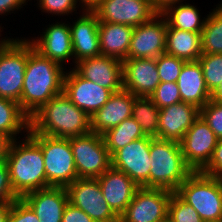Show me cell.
Wrapping results in <instances>:
<instances>
[{
	"mask_svg": "<svg viewBox=\"0 0 222 222\" xmlns=\"http://www.w3.org/2000/svg\"><path fill=\"white\" fill-rule=\"evenodd\" d=\"M217 142L218 137L199 116L180 141L186 165L193 172L202 171L211 160Z\"/></svg>",
	"mask_w": 222,
	"mask_h": 222,
	"instance_id": "cell-12",
	"label": "cell"
},
{
	"mask_svg": "<svg viewBox=\"0 0 222 222\" xmlns=\"http://www.w3.org/2000/svg\"><path fill=\"white\" fill-rule=\"evenodd\" d=\"M101 1L102 0H81L79 2L83 4L82 7H84V10L92 11Z\"/></svg>",
	"mask_w": 222,
	"mask_h": 222,
	"instance_id": "cell-47",
	"label": "cell"
},
{
	"mask_svg": "<svg viewBox=\"0 0 222 222\" xmlns=\"http://www.w3.org/2000/svg\"><path fill=\"white\" fill-rule=\"evenodd\" d=\"M135 98L130 91L124 89L113 93L107 103L90 117L91 132L102 135L132 117Z\"/></svg>",
	"mask_w": 222,
	"mask_h": 222,
	"instance_id": "cell-20",
	"label": "cell"
},
{
	"mask_svg": "<svg viewBox=\"0 0 222 222\" xmlns=\"http://www.w3.org/2000/svg\"><path fill=\"white\" fill-rule=\"evenodd\" d=\"M145 136L146 135L142 131V128L132 117L125 119L116 127L111 128L102 134L105 146L107 147L110 156L130 142L141 139Z\"/></svg>",
	"mask_w": 222,
	"mask_h": 222,
	"instance_id": "cell-29",
	"label": "cell"
},
{
	"mask_svg": "<svg viewBox=\"0 0 222 222\" xmlns=\"http://www.w3.org/2000/svg\"><path fill=\"white\" fill-rule=\"evenodd\" d=\"M181 101L201 109L209 100V92L199 61L184 63L177 80Z\"/></svg>",
	"mask_w": 222,
	"mask_h": 222,
	"instance_id": "cell-24",
	"label": "cell"
},
{
	"mask_svg": "<svg viewBox=\"0 0 222 222\" xmlns=\"http://www.w3.org/2000/svg\"><path fill=\"white\" fill-rule=\"evenodd\" d=\"M149 188L175 192L193 172L185 163L180 142L153 138L150 143Z\"/></svg>",
	"mask_w": 222,
	"mask_h": 222,
	"instance_id": "cell-4",
	"label": "cell"
},
{
	"mask_svg": "<svg viewBox=\"0 0 222 222\" xmlns=\"http://www.w3.org/2000/svg\"><path fill=\"white\" fill-rule=\"evenodd\" d=\"M78 0H39V7L43 12L55 15H68L75 10Z\"/></svg>",
	"mask_w": 222,
	"mask_h": 222,
	"instance_id": "cell-38",
	"label": "cell"
},
{
	"mask_svg": "<svg viewBox=\"0 0 222 222\" xmlns=\"http://www.w3.org/2000/svg\"><path fill=\"white\" fill-rule=\"evenodd\" d=\"M69 203L83 210L95 222H119L103 197L98 179L77 178L66 187Z\"/></svg>",
	"mask_w": 222,
	"mask_h": 222,
	"instance_id": "cell-10",
	"label": "cell"
},
{
	"mask_svg": "<svg viewBox=\"0 0 222 222\" xmlns=\"http://www.w3.org/2000/svg\"><path fill=\"white\" fill-rule=\"evenodd\" d=\"M200 116L218 139L222 138V103L210 99L200 109Z\"/></svg>",
	"mask_w": 222,
	"mask_h": 222,
	"instance_id": "cell-36",
	"label": "cell"
},
{
	"mask_svg": "<svg viewBox=\"0 0 222 222\" xmlns=\"http://www.w3.org/2000/svg\"><path fill=\"white\" fill-rule=\"evenodd\" d=\"M62 222H95L91 217H89L83 210L73 206L68 202L66 205Z\"/></svg>",
	"mask_w": 222,
	"mask_h": 222,
	"instance_id": "cell-41",
	"label": "cell"
},
{
	"mask_svg": "<svg viewBox=\"0 0 222 222\" xmlns=\"http://www.w3.org/2000/svg\"><path fill=\"white\" fill-rule=\"evenodd\" d=\"M99 21L136 27L157 13L151 0H102L93 10Z\"/></svg>",
	"mask_w": 222,
	"mask_h": 222,
	"instance_id": "cell-13",
	"label": "cell"
},
{
	"mask_svg": "<svg viewBox=\"0 0 222 222\" xmlns=\"http://www.w3.org/2000/svg\"><path fill=\"white\" fill-rule=\"evenodd\" d=\"M16 140L11 141L6 157L10 182L15 194L22 198L30 192L51 187L46 180L40 145L29 134L23 140V144Z\"/></svg>",
	"mask_w": 222,
	"mask_h": 222,
	"instance_id": "cell-3",
	"label": "cell"
},
{
	"mask_svg": "<svg viewBox=\"0 0 222 222\" xmlns=\"http://www.w3.org/2000/svg\"><path fill=\"white\" fill-rule=\"evenodd\" d=\"M28 132L30 118L23 112L19 103L0 97V133L12 141L21 131Z\"/></svg>",
	"mask_w": 222,
	"mask_h": 222,
	"instance_id": "cell-27",
	"label": "cell"
},
{
	"mask_svg": "<svg viewBox=\"0 0 222 222\" xmlns=\"http://www.w3.org/2000/svg\"><path fill=\"white\" fill-rule=\"evenodd\" d=\"M83 14L70 25L73 57L78 61L101 55L99 42V19L89 10H83Z\"/></svg>",
	"mask_w": 222,
	"mask_h": 222,
	"instance_id": "cell-21",
	"label": "cell"
},
{
	"mask_svg": "<svg viewBox=\"0 0 222 222\" xmlns=\"http://www.w3.org/2000/svg\"><path fill=\"white\" fill-rule=\"evenodd\" d=\"M90 132V117L61 93L30 117V129L27 133L71 138Z\"/></svg>",
	"mask_w": 222,
	"mask_h": 222,
	"instance_id": "cell-2",
	"label": "cell"
},
{
	"mask_svg": "<svg viewBox=\"0 0 222 222\" xmlns=\"http://www.w3.org/2000/svg\"><path fill=\"white\" fill-rule=\"evenodd\" d=\"M173 191L139 187L119 222H165Z\"/></svg>",
	"mask_w": 222,
	"mask_h": 222,
	"instance_id": "cell-9",
	"label": "cell"
},
{
	"mask_svg": "<svg viewBox=\"0 0 222 222\" xmlns=\"http://www.w3.org/2000/svg\"><path fill=\"white\" fill-rule=\"evenodd\" d=\"M206 86L212 93L222 81V54H202L198 59Z\"/></svg>",
	"mask_w": 222,
	"mask_h": 222,
	"instance_id": "cell-32",
	"label": "cell"
},
{
	"mask_svg": "<svg viewBox=\"0 0 222 222\" xmlns=\"http://www.w3.org/2000/svg\"><path fill=\"white\" fill-rule=\"evenodd\" d=\"M69 140L78 178L97 179L111 167V156L102 135L90 132Z\"/></svg>",
	"mask_w": 222,
	"mask_h": 222,
	"instance_id": "cell-8",
	"label": "cell"
},
{
	"mask_svg": "<svg viewBox=\"0 0 222 222\" xmlns=\"http://www.w3.org/2000/svg\"><path fill=\"white\" fill-rule=\"evenodd\" d=\"M134 27L99 21L98 33L101 55L116 58L120 61L127 59L130 41Z\"/></svg>",
	"mask_w": 222,
	"mask_h": 222,
	"instance_id": "cell-25",
	"label": "cell"
},
{
	"mask_svg": "<svg viewBox=\"0 0 222 222\" xmlns=\"http://www.w3.org/2000/svg\"><path fill=\"white\" fill-rule=\"evenodd\" d=\"M64 68L43 57L28 41V60L19 105L30 118L53 97L63 93Z\"/></svg>",
	"mask_w": 222,
	"mask_h": 222,
	"instance_id": "cell-1",
	"label": "cell"
},
{
	"mask_svg": "<svg viewBox=\"0 0 222 222\" xmlns=\"http://www.w3.org/2000/svg\"><path fill=\"white\" fill-rule=\"evenodd\" d=\"M199 116L200 109L185 102L160 109L157 138L180 142Z\"/></svg>",
	"mask_w": 222,
	"mask_h": 222,
	"instance_id": "cell-18",
	"label": "cell"
},
{
	"mask_svg": "<svg viewBox=\"0 0 222 222\" xmlns=\"http://www.w3.org/2000/svg\"><path fill=\"white\" fill-rule=\"evenodd\" d=\"M161 17V14H156L150 21L134 27L127 59H157L165 53L168 24Z\"/></svg>",
	"mask_w": 222,
	"mask_h": 222,
	"instance_id": "cell-14",
	"label": "cell"
},
{
	"mask_svg": "<svg viewBox=\"0 0 222 222\" xmlns=\"http://www.w3.org/2000/svg\"><path fill=\"white\" fill-rule=\"evenodd\" d=\"M167 220L169 222H204L198 212L175 192L172 193L168 203Z\"/></svg>",
	"mask_w": 222,
	"mask_h": 222,
	"instance_id": "cell-33",
	"label": "cell"
},
{
	"mask_svg": "<svg viewBox=\"0 0 222 222\" xmlns=\"http://www.w3.org/2000/svg\"><path fill=\"white\" fill-rule=\"evenodd\" d=\"M181 3V0H151L152 8L157 14L163 13L168 7Z\"/></svg>",
	"mask_w": 222,
	"mask_h": 222,
	"instance_id": "cell-43",
	"label": "cell"
},
{
	"mask_svg": "<svg viewBox=\"0 0 222 222\" xmlns=\"http://www.w3.org/2000/svg\"><path fill=\"white\" fill-rule=\"evenodd\" d=\"M123 89L135 97H149L160 84L156 59L136 58L122 61Z\"/></svg>",
	"mask_w": 222,
	"mask_h": 222,
	"instance_id": "cell-17",
	"label": "cell"
},
{
	"mask_svg": "<svg viewBox=\"0 0 222 222\" xmlns=\"http://www.w3.org/2000/svg\"><path fill=\"white\" fill-rule=\"evenodd\" d=\"M173 6L168 7L163 13L167 21V24L175 29L191 31L194 33H201L205 26V20L200 19L198 9L191 4H183L181 2Z\"/></svg>",
	"mask_w": 222,
	"mask_h": 222,
	"instance_id": "cell-28",
	"label": "cell"
},
{
	"mask_svg": "<svg viewBox=\"0 0 222 222\" xmlns=\"http://www.w3.org/2000/svg\"><path fill=\"white\" fill-rule=\"evenodd\" d=\"M7 222H39V219L31 207L19 198L11 204Z\"/></svg>",
	"mask_w": 222,
	"mask_h": 222,
	"instance_id": "cell-37",
	"label": "cell"
},
{
	"mask_svg": "<svg viewBox=\"0 0 222 222\" xmlns=\"http://www.w3.org/2000/svg\"><path fill=\"white\" fill-rule=\"evenodd\" d=\"M22 199L31 207L39 222H62L69 202L66 187H48L30 192Z\"/></svg>",
	"mask_w": 222,
	"mask_h": 222,
	"instance_id": "cell-22",
	"label": "cell"
},
{
	"mask_svg": "<svg viewBox=\"0 0 222 222\" xmlns=\"http://www.w3.org/2000/svg\"><path fill=\"white\" fill-rule=\"evenodd\" d=\"M201 172L212 177L222 178V138L218 139L211 160Z\"/></svg>",
	"mask_w": 222,
	"mask_h": 222,
	"instance_id": "cell-40",
	"label": "cell"
},
{
	"mask_svg": "<svg viewBox=\"0 0 222 222\" xmlns=\"http://www.w3.org/2000/svg\"><path fill=\"white\" fill-rule=\"evenodd\" d=\"M28 134L42 149L47 183L53 187H67L72 184L78 175L69 138Z\"/></svg>",
	"mask_w": 222,
	"mask_h": 222,
	"instance_id": "cell-6",
	"label": "cell"
},
{
	"mask_svg": "<svg viewBox=\"0 0 222 222\" xmlns=\"http://www.w3.org/2000/svg\"><path fill=\"white\" fill-rule=\"evenodd\" d=\"M159 112L160 108L149 97H136L133 102L132 118L146 136L157 138Z\"/></svg>",
	"mask_w": 222,
	"mask_h": 222,
	"instance_id": "cell-31",
	"label": "cell"
},
{
	"mask_svg": "<svg viewBox=\"0 0 222 222\" xmlns=\"http://www.w3.org/2000/svg\"><path fill=\"white\" fill-rule=\"evenodd\" d=\"M11 139L0 133V162L1 161H6L7 153L9 146L11 144Z\"/></svg>",
	"mask_w": 222,
	"mask_h": 222,
	"instance_id": "cell-44",
	"label": "cell"
},
{
	"mask_svg": "<svg viewBox=\"0 0 222 222\" xmlns=\"http://www.w3.org/2000/svg\"><path fill=\"white\" fill-rule=\"evenodd\" d=\"M1 28V27H0ZM0 32H2L1 30H0ZM1 35V34H0ZM6 40L5 39H1V41H0V46L5 42Z\"/></svg>",
	"mask_w": 222,
	"mask_h": 222,
	"instance_id": "cell-48",
	"label": "cell"
},
{
	"mask_svg": "<svg viewBox=\"0 0 222 222\" xmlns=\"http://www.w3.org/2000/svg\"><path fill=\"white\" fill-rule=\"evenodd\" d=\"M25 2L26 0H0V15H4L6 12L10 13V11L13 12L15 9H20Z\"/></svg>",
	"mask_w": 222,
	"mask_h": 222,
	"instance_id": "cell-42",
	"label": "cell"
},
{
	"mask_svg": "<svg viewBox=\"0 0 222 222\" xmlns=\"http://www.w3.org/2000/svg\"><path fill=\"white\" fill-rule=\"evenodd\" d=\"M165 53L187 61H197L202 55L201 33L167 26Z\"/></svg>",
	"mask_w": 222,
	"mask_h": 222,
	"instance_id": "cell-26",
	"label": "cell"
},
{
	"mask_svg": "<svg viewBox=\"0 0 222 222\" xmlns=\"http://www.w3.org/2000/svg\"><path fill=\"white\" fill-rule=\"evenodd\" d=\"M12 203H0V222H7Z\"/></svg>",
	"mask_w": 222,
	"mask_h": 222,
	"instance_id": "cell-45",
	"label": "cell"
},
{
	"mask_svg": "<svg viewBox=\"0 0 222 222\" xmlns=\"http://www.w3.org/2000/svg\"><path fill=\"white\" fill-rule=\"evenodd\" d=\"M186 61L167 53L161 54L157 59V70L161 82H177L181 69Z\"/></svg>",
	"mask_w": 222,
	"mask_h": 222,
	"instance_id": "cell-34",
	"label": "cell"
},
{
	"mask_svg": "<svg viewBox=\"0 0 222 222\" xmlns=\"http://www.w3.org/2000/svg\"><path fill=\"white\" fill-rule=\"evenodd\" d=\"M29 39H6L0 46V97L19 103L28 60Z\"/></svg>",
	"mask_w": 222,
	"mask_h": 222,
	"instance_id": "cell-7",
	"label": "cell"
},
{
	"mask_svg": "<svg viewBox=\"0 0 222 222\" xmlns=\"http://www.w3.org/2000/svg\"><path fill=\"white\" fill-rule=\"evenodd\" d=\"M63 93L89 117L103 107L113 92L81 77L74 69L65 73Z\"/></svg>",
	"mask_w": 222,
	"mask_h": 222,
	"instance_id": "cell-15",
	"label": "cell"
},
{
	"mask_svg": "<svg viewBox=\"0 0 222 222\" xmlns=\"http://www.w3.org/2000/svg\"><path fill=\"white\" fill-rule=\"evenodd\" d=\"M209 13L201 32L202 54H222V3Z\"/></svg>",
	"mask_w": 222,
	"mask_h": 222,
	"instance_id": "cell-30",
	"label": "cell"
},
{
	"mask_svg": "<svg viewBox=\"0 0 222 222\" xmlns=\"http://www.w3.org/2000/svg\"><path fill=\"white\" fill-rule=\"evenodd\" d=\"M29 42L43 57L49 58L52 61L63 65L62 63L68 58H73L71 29L69 24L56 23L52 24L45 32H43L41 38L32 39Z\"/></svg>",
	"mask_w": 222,
	"mask_h": 222,
	"instance_id": "cell-23",
	"label": "cell"
},
{
	"mask_svg": "<svg viewBox=\"0 0 222 222\" xmlns=\"http://www.w3.org/2000/svg\"><path fill=\"white\" fill-rule=\"evenodd\" d=\"M175 193L191 205L204 222L222 221V178L192 172Z\"/></svg>",
	"mask_w": 222,
	"mask_h": 222,
	"instance_id": "cell-5",
	"label": "cell"
},
{
	"mask_svg": "<svg viewBox=\"0 0 222 222\" xmlns=\"http://www.w3.org/2000/svg\"><path fill=\"white\" fill-rule=\"evenodd\" d=\"M210 99L222 103V81L219 86L211 93Z\"/></svg>",
	"mask_w": 222,
	"mask_h": 222,
	"instance_id": "cell-46",
	"label": "cell"
},
{
	"mask_svg": "<svg viewBox=\"0 0 222 222\" xmlns=\"http://www.w3.org/2000/svg\"><path fill=\"white\" fill-rule=\"evenodd\" d=\"M149 98L160 109L182 102L177 82H161Z\"/></svg>",
	"mask_w": 222,
	"mask_h": 222,
	"instance_id": "cell-35",
	"label": "cell"
},
{
	"mask_svg": "<svg viewBox=\"0 0 222 222\" xmlns=\"http://www.w3.org/2000/svg\"><path fill=\"white\" fill-rule=\"evenodd\" d=\"M81 77L113 93L123 89L122 61L99 55L78 61L73 68Z\"/></svg>",
	"mask_w": 222,
	"mask_h": 222,
	"instance_id": "cell-16",
	"label": "cell"
},
{
	"mask_svg": "<svg viewBox=\"0 0 222 222\" xmlns=\"http://www.w3.org/2000/svg\"><path fill=\"white\" fill-rule=\"evenodd\" d=\"M104 199L112 211L120 217L132 201L139 186L124 172L110 167L98 178Z\"/></svg>",
	"mask_w": 222,
	"mask_h": 222,
	"instance_id": "cell-19",
	"label": "cell"
},
{
	"mask_svg": "<svg viewBox=\"0 0 222 222\" xmlns=\"http://www.w3.org/2000/svg\"><path fill=\"white\" fill-rule=\"evenodd\" d=\"M151 141L152 137L145 136L117 150L111 156V167L127 174L139 187L149 188Z\"/></svg>",
	"mask_w": 222,
	"mask_h": 222,
	"instance_id": "cell-11",
	"label": "cell"
},
{
	"mask_svg": "<svg viewBox=\"0 0 222 222\" xmlns=\"http://www.w3.org/2000/svg\"><path fill=\"white\" fill-rule=\"evenodd\" d=\"M19 197L15 194L6 161L0 162V203H13Z\"/></svg>",
	"mask_w": 222,
	"mask_h": 222,
	"instance_id": "cell-39",
	"label": "cell"
}]
</instances>
